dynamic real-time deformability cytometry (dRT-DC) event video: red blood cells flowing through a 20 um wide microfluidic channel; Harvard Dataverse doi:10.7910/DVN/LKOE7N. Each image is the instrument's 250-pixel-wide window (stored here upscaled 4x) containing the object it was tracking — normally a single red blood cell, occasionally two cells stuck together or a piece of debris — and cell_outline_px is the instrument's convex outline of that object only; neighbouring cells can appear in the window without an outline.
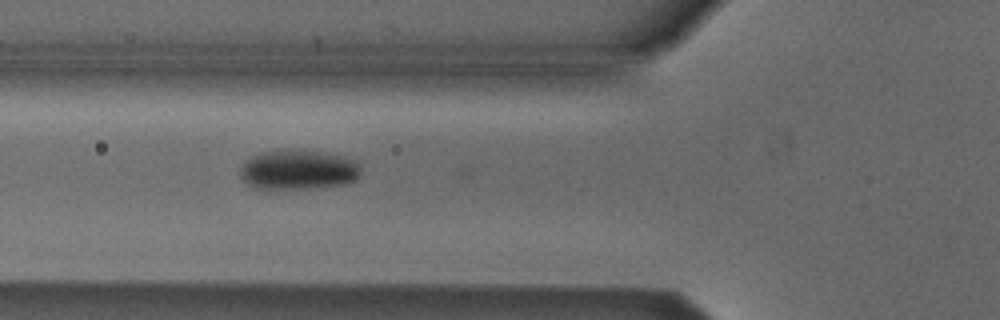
{"species": "Egyptian fruit bat (a non-hibernating species)", "species_latin": "Rousettus aegyptiacus", "temperature_condition": "cold", "stored_images_in_passage": 28, "camera_frame_rate_fps": 3000, "um_per_image_px": 0.085, "animal": {"sex": "male"}, "frame": {"image": 1, "passage_image": 3, "time_ms": 0.667, "image_size_px": [1000, 320], "cell_outline_px": [[360, 176], [356, 180], [348, 184], [308, 188], [256, 188], [248, 184], [240, 176], [240, 168], [252, 156], [260, 152], [324, 152], [344, 156], [356, 160], [360, 164]], "centroid_in_image_um": [25.43, 14.46], "position_along_channel_um": 100.4, "area_um2": 27.34}}
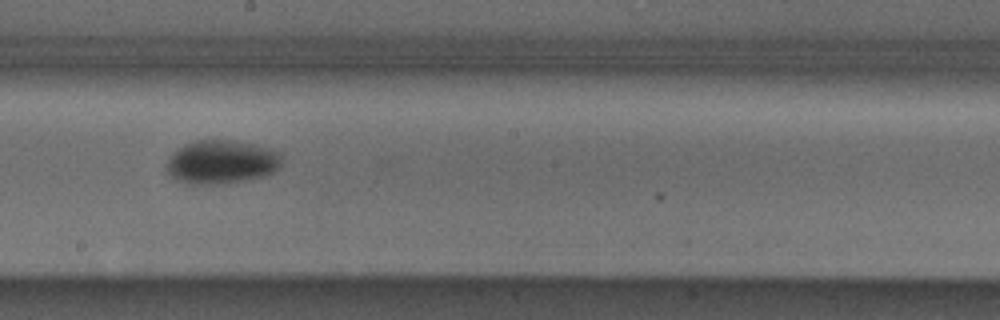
{"frame": {"image": 2, "passage_image": 13, "time_ms": 4.0, "image_size_px": [1000, 320], "cell_outline_px": [[284, 164], [280, 168], [264, 176], [228, 184], [192, 184], [176, 180], [168, 176], [164, 172], [164, 168], [172, 152], [184, 144], [196, 140], [228, 140], [256, 144], [280, 152]], "centroid_in_image_um": [18.81, 13.78], "position_along_channel_um": 229.4, "area_um2": 30.0}}
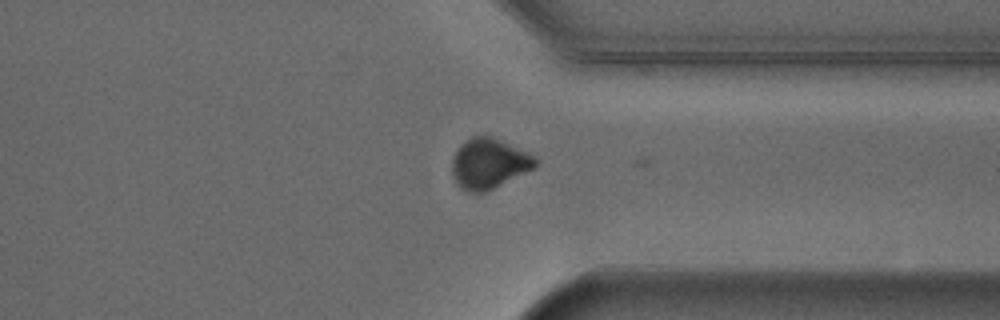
{"frame": {"image": 3, "passage_image": 24, "time_ms": 7.667, "image_size_px": [1000, 320], "cell_outline_px": [[536, 168], [484, 192], [468, 192], [460, 188], [456, 184], [452, 176], [452, 156], [460, 144], [464, 140], [472, 136], [492, 136], [532, 156], [536, 160]], "centroid_in_image_um": [41.48, 13.91], "position_along_channel_um": 369.9, "area_um2": 24.22}, "authors_computed_cell_mechanics": {"area_um2": 27.8885, "velocity_mm_per_s": 3.8771, "shape_relaxation_time_tau1_ms": 5.6281, "shape_relaxation_time_tau2_ms": null, "deformation_change_tau1": 0.1107, "deformation_change_tau2": null}}